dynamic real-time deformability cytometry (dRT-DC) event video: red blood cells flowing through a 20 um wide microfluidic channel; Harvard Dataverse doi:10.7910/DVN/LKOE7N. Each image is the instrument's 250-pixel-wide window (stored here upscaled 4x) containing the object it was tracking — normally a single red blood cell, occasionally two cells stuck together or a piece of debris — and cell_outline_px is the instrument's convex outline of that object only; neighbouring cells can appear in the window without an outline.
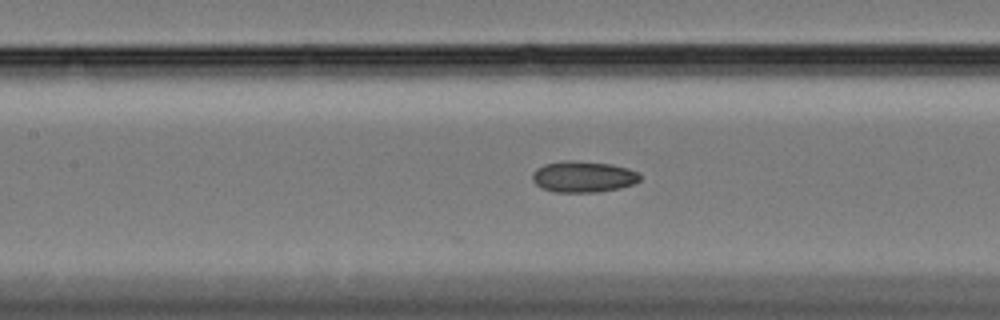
{"species": "Egyptian fruit bat (a non-hibernating species)", "species_latin": "Rousettus aegyptiacus", "temperature_condition": "cold", "stored_images_in_passage": 17, "camera_frame_rate_fps": 3000, "um_per_image_px": 0.085, "animal": {"sex": "female"}, "frame": {"image": 1, "passage_image": 14, "time_ms": 4.333, "image_size_px": [1000, 320], "cell_outline_px": [[640, 180], [632, 184], [620, 188], [596, 192], [556, 192], [540, 188], [532, 180], [532, 172], [536, 168], [544, 164], [568, 160], [572, 160], [612, 164], [628, 168], [640, 172]], "centroid_in_image_um": [49.56, 15.01], "position_along_channel_um": 157.8, "area_um2": 19.71}}